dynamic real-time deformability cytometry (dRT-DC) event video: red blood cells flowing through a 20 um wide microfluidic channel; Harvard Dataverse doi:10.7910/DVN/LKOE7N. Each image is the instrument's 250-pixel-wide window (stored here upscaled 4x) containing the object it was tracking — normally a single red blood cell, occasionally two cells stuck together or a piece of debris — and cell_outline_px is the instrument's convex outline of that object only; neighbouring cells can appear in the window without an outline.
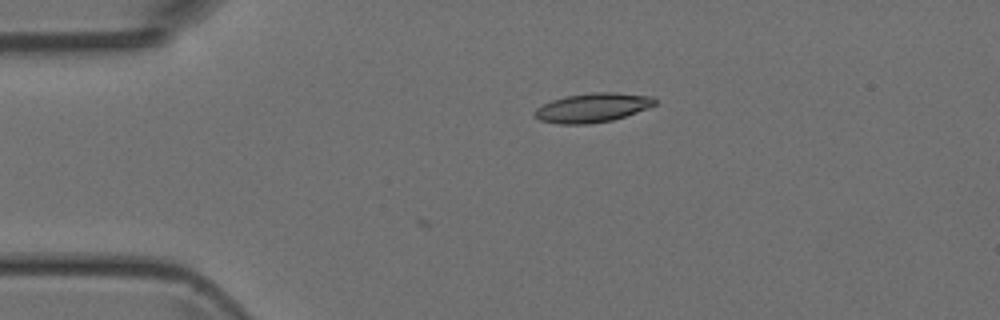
{"species": "Egyptian fruit bat (a non-hibernating species)", "species_latin": "Rousettus aegyptiacus", "temperature_condition": "room temperature", "stored_images_in_passage": 2, "camera_frame_rate_fps": 3000, "um_per_image_px": 0.085, "animal": {"sex": "female"}, "frame": {"image": 1, "passage_image": 1, "time_ms": 0.0, "image_size_px": [1000, 320], "cell_outline_px": [[656, 104], [636, 112], [612, 120], [588, 124], [560, 124], [540, 120], [532, 116], [532, 112], [536, 108], [552, 100], [564, 96], [592, 92], [616, 92], [652, 96], [656, 100]], "centroid_in_image_um": [50.32, 9.15], "position_along_channel_um": 34.7, "area_um2": 20.46}}